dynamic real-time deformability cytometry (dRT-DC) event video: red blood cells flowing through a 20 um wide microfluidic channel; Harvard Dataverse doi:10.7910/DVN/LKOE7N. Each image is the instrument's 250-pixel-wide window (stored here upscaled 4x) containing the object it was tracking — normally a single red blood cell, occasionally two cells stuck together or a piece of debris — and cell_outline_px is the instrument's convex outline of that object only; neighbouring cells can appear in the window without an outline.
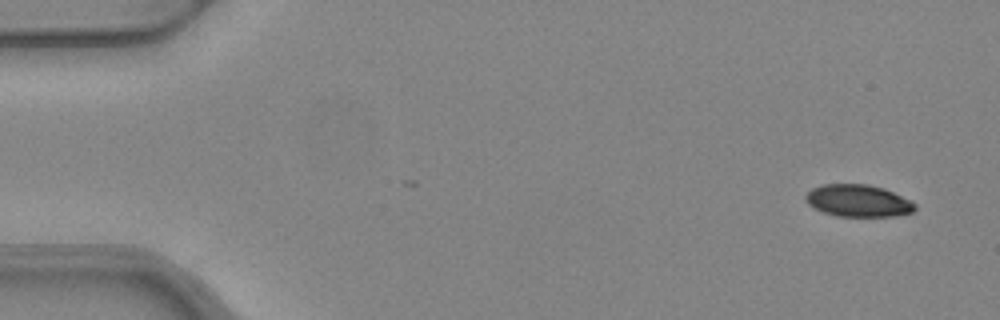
{"species": "common noctule bat (a hibernating species)", "species_latin": "Nyctalus noctula", "temperature_condition": "warm", "stored_images_in_passage": 5, "camera_frame_rate_fps": 3000, "um_per_image_px": 0.085, "animal": {"sex": "female", "body_mass_g": 24.6, "forearm_length_mm": 56.2}, "frame": {"image": 1, "passage_image": 1, "time_ms": 0.0, "image_size_px": [1000, 320], "cell_outline_px": [[916, 208], [912, 212], [896, 216], [836, 216], [824, 212], [808, 204], [804, 200], [804, 196], [812, 188], [824, 184], [868, 184], [884, 188], [916, 204]], "centroid_in_image_um": [72.92, 17.06], "position_along_channel_um": 12.1, "area_um2": 20.35}}
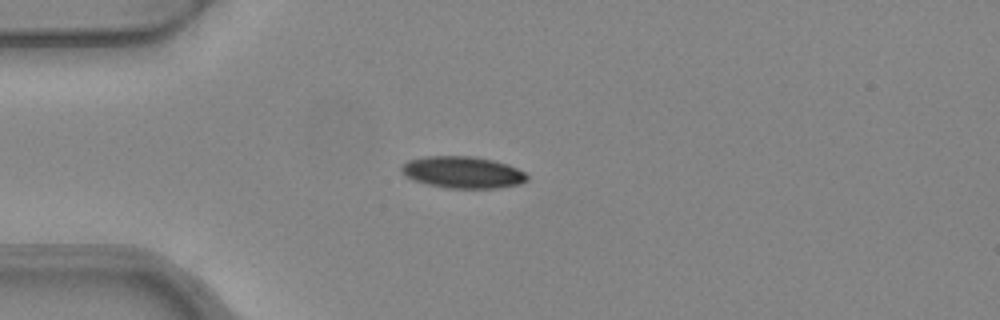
{"frame": {"image": 2, "passage_image": 4, "time_ms": 1.0, "image_size_px": [1000, 320], "cell_outline_px": [[528, 180], [520, 184], [500, 188], [448, 188], [428, 184], [412, 180], [404, 176], [400, 168], [408, 160], [424, 156], [472, 156], [492, 160], [508, 164], [524, 172], [528, 176]], "centroid_in_image_um": [39.32, 14.65], "position_along_channel_um": 45.7, "area_um2": 23.35}}
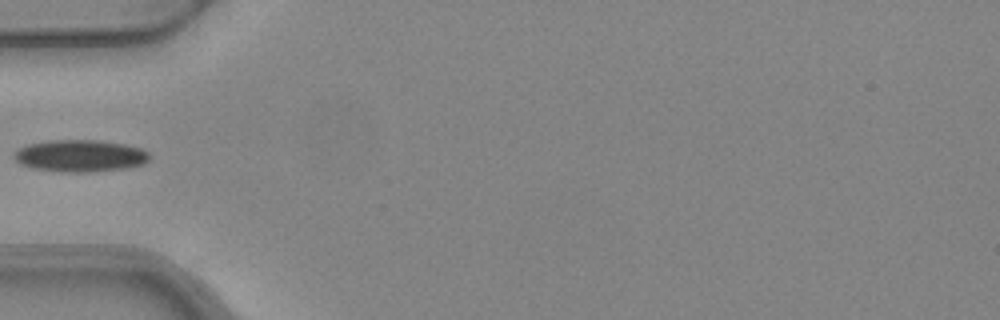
{"frame": {"image": 3, "passage_image": 5, "time_ms": 1.333, "image_size_px": [1000, 320], "cell_outline_px": [[148, 160], [144, 164], [128, 168], [88, 172], [60, 172], [32, 168], [20, 164], [12, 156], [20, 148], [28, 144], [52, 140], [100, 140], [124, 144], [140, 148], [148, 152]], "centroid_in_image_um": [6.81, 13.25], "position_along_channel_um": 78.2, "area_um2": 25.26}}